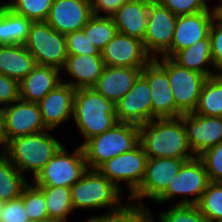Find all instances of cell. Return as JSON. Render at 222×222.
Masks as SVG:
<instances>
[{"label":"cell","mask_w":222,"mask_h":222,"mask_svg":"<svg viewBox=\"0 0 222 222\" xmlns=\"http://www.w3.org/2000/svg\"><path fill=\"white\" fill-rule=\"evenodd\" d=\"M47 130L9 141L4 154L22 173L32 172V179L63 145Z\"/></svg>","instance_id":"cell-3"},{"label":"cell","mask_w":222,"mask_h":222,"mask_svg":"<svg viewBox=\"0 0 222 222\" xmlns=\"http://www.w3.org/2000/svg\"><path fill=\"white\" fill-rule=\"evenodd\" d=\"M176 21L177 15L162 4L150 5L147 30L142 42L152 59L164 56L171 49Z\"/></svg>","instance_id":"cell-12"},{"label":"cell","mask_w":222,"mask_h":222,"mask_svg":"<svg viewBox=\"0 0 222 222\" xmlns=\"http://www.w3.org/2000/svg\"><path fill=\"white\" fill-rule=\"evenodd\" d=\"M208 173L202 160L195 156L181 166L168 188L154 201L156 203L169 202L181 195L182 200L176 204L197 205L209 184ZM194 195L192 199L189 198ZM185 196H188V198Z\"/></svg>","instance_id":"cell-9"},{"label":"cell","mask_w":222,"mask_h":222,"mask_svg":"<svg viewBox=\"0 0 222 222\" xmlns=\"http://www.w3.org/2000/svg\"><path fill=\"white\" fill-rule=\"evenodd\" d=\"M167 210L158 214L159 222H208L197 205L175 204Z\"/></svg>","instance_id":"cell-36"},{"label":"cell","mask_w":222,"mask_h":222,"mask_svg":"<svg viewBox=\"0 0 222 222\" xmlns=\"http://www.w3.org/2000/svg\"><path fill=\"white\" fill-rule=\"evenodd\" d=\"M92 15L90 0H53L46 22L66 35L82 30Z\"/></svg>","instance_id":"cell-17"},{"label":"cell","mask_w":222,"mask_h":222,"mask_svg":"<svg viewBox=\"0 0 222 222\" xmlns=\"http://www.w3.org/2000/svg\"><path fill=\"white\" fill-rule=\"evenodd\" d=\"M141 1L148 5H159L162 4L164 0H141Z\"/></svg>","instance_id":"cell-46"},{"label":"cell","mask_w":222,"mask_h":222,"mask_svg":"<svg viewBox=\"0 0 222 222\" xmlns=\"http://www.w3.org/2000/svg\"><path fill=\"white\" fill-rule=\"evenodd\" d=\"M4 201L0 199V214L2 212L3 206H4Z\"/></svg>","instance_id":"cell-50"},{"label":"cell","mask_w":222,"mask_h":222,"mask_svg":"<svg viewBox=\"0 0 222 222\" xmlns=\"http://www.w3.org/2000/svg\"><path fill=\"white\" fill-rule=\"evenodd\" d=\"M216 76L222 80V66L216 69Z\"/></svg>","instance_id":"cell-48"},{"label":"cell","mask_w":222,"mask_h":222,"mask_svg":"<svg viewBox=\"0 0 222 222\" xmlns=\"http://www.w3.org/2000/svg\"><path fill=\"white\" fill-rule=\"evenodd\" d=\"M147 155L139 143L132 150L107 160L98 170L119 190L121 182L129 188L128 198L140 187L146 173Z\"/></svg>","instance_id":"cell-10"},{"label":"cell","mask_w":222,"mask_h":222,"mask_svg":"<svg viewBox=\"0 0 222 222\" xmlns=\"http://www.w3.org/2000/svg\"><path fill=\"white\" fill-rule=\"evenodd\" d=\"M7 3L14 13L39 22L46 21L53 0H9Z\"/></svg>","instance_id":"cell-35"},{"label":"cell","mask_w":222,"mask_h":222,"mask_svg":"<svg viewBox=\"0 0 222 222\" xmlns=\"http://www.w3.org/2000/svg\"><path fill=\"white\" fill-rule=\"evenodd\" d=\"M28 220L21 196L4 203L0 222H27Z\"/></svg>","instance_id":"cell-40"},{"label":"cell","mask_w":222,"mask_h":222,"mask_svg":"<svg viewBox=\"0 0 222 222\" xmlns=\"http://www.w3.org/2000/svg\"><path fill=\"white\" fill-rule=\"evenodd\" d=\"M208 173L210 182H222V142L198 156Z\"/></svg>","instance_id":"cell-37"},{"label":"cell","mask_w":222,"mask_h":222,"mask_svg":"<svg viewBox=\"0 0 222 222\" xmlns=\"http://www.w3.org/2000/svg\"><path fill=\"white\" fill-rule=\"evenodd\" d=\"M9 141L7 139L6 133H5V119L4 115L0 109V148L2 150V154H5L8 148Z\"/></svg>","instance_id":"cell-44"},{"label":"cell","mask_w":222,"mask_h":222,"mask_svg":"<svg viewBox=\"0 0 222 222\" xmlns=\"http://www.w3.org/2000/svg\"><path fill=\"white\" fill-rule=\"evenodd\" d=\"M194 113L222 117V80L216 75L204 82Z\"/></svg>","instance_id":"cell-30"},{"label":"cell","mask_w":222,"mask_h":222,"mask_svg":"<svg viewBox=\"0 0 222 222\" xmlns=\"http://www.w3.org/2000/svg\"><path fill=\"white\" fill-rule=\"evenodd\" d=\"M28 183L24 174L4 154H0V199L7 202L20 197Z\"/></svg>","instance_id":"cell-29"},{"label":"cell","mask_w":222,"mask_h":222,"mask_svg":"<svg viewBox=\"0 0 222 222\" xmlns=\"http://www.w3.org/2000/svg\"><path fill=\"white\" fill-rule=\"evenodd\" d=\"M27 222H55L53 220H50L49 218L44 220H28Z\"/></svg>","instance_id":"cell-49"},{"label":"cell","mask_w":222,"mask_h":222,"mask_svg":"<svg viewBox=\"0 0 222 222\" xmlns=\"http://www.w3.org/2000/svg\"><path fill=\"white\" fill-rule=\"evenodd\" d=\"M105 66L143 68L152 58L146 53L143 42L119 32L101 51Z\"/></svg>","instance_id":"cell-16"},{"label":"cell","mask_w":222,"mask_h":222,"mask_svg":"<svg viewBox=\"0 0 222 222\" xmlns=\"http://www.w3.org/2000/svg\"><path fill=\"white\" fill-rule=\"evenodd\" d=\"M185 159L175 158H148L146 173L140 187L135 193L127 198L132 202L145 205L143 200L148 198L155 201L172 183L175 175L179 172Z\"/></svg>","instance_id":"cell-11"},{"label":"cell","mask_w":222,"mask_h":222,"mask_svg":"<svg viewBox=\"0 0 222 222\" xmlns=\"http://www.w3.org/2000/svg\"><path fill=\"white\" fill-rule=\"evenodd\" d=\"M211 56L215 69L222 66V14H217L209 30Z\"/></svg>","instance_id":"cell-39"},{"label":"cell","mask_w":222,"mask_h":222,"mask_svg":"<svg viewBox=\"0 0 222 222\" xmlns=\"http://www.w3.org/2000/svg\"><path fill=\"white\" fill-rule=\"evenodd\" d=\"M36 66L24 45H0V73L20 82Z\"/></svg>","instance_id":"cell-25"},{"label":"cell","mask_w":222,"mask_h":222,"mask_svg":"<svg viewBox=\"0 0 222 222\" xmlns=\"http://www.w3.org/2000/svg\"><path fill=\"white\" fill-rule=\"evenodd\" d=\"M127 0H90L92 12L97 16H112Z\"/></svg>","instance_id":"cell-43"},{"label":"cell","mask_w":222,"mask_h":222,"mask_svg":"<svg viewBox=\"0 0 222 222\" xmlns=\"http://www.w3.org/2000/svg\"><path fill=\"white\" fill-rule=\"evenodd\" d=\"M199 2L205 10L214 12L215 14H222V0H220V4L213 6L214 8L212 7V9L207 4V0H199Z\"/></svg>","instance_id":"cell-45"},{"label":"cell","mask_w":222,"mask_h":222,"mask_svg":"<svg viewBox=\"0 0 222 222\" xmlns=\"http://www.w3.org/2000/svg\"><path fill=\"white\" fill-rule=\"evenodd\" d=\"M66 36L67 53L73 55H101L83 30L68 33Z\"/></svg>","instance_id":"cell-38"},{"label":"cell","mask_w":222,"mask_h":222,"mask_svg":"<svg viewBox=\"0 0 222 222\" xmlns=\"http://www.w3.org/2000/svg\"><path fill=\"white\" fill-rule=\"evenodd\" d=\"M172 59L180 66L199 72L207 78L216 75L209 36L206 39L196 41L191 47L178 51Z\"/></svg>","instance_id":"cell-26"},{"label":"cell","mask_w":222,"mask_h":222,"mask_svg":"<svg viewBox=\"0 0 222 222\" xmlns=\"http://www.w3.org/2000/svg\"><path fill=\"white\" fill-rule=\"evenodd\" d=\"M75 92V88L61 82L37 103L48 130L54 131L73 116Z\"/></svg>","instance_id":"cell-20"},{"label":"cell","mask_w":222,"mask_h":222,"mask_svg":"<svg viewBox=\"0 0 222 222\" xmlns=\"http://www.w3.org/2000/svg\"><path fill=\"white\" fill-rule=\"evenodd\" d=\"M36 65L62 69L68 57L66 36L54 30L46 21L33 22L24 43Z\"/></svg>","instance_id":"cell-8"},{"label":"cell","mask_w":222,"mask_h":222,"mask_svg":"<svg viewBox=\"0 0 222 222\" xmlns=\"http://www.w3.org/2000/svg\"><path fill=\"white\" fill-rule=\"evenodd\" d=\"M87 222H153V217L147 205L128 201L118 210L88 217Z\"/></svg>","instance_id":"cell-31"},{"label":"cell","mask_w":222,"mask_h":222,"mask_svg":"<svg viewBox=\"0 0 222 222\" xmlns=\"http://www.w3.org/2000/svg\"><path fill=\"white\" fill-rule=\"evenodd\" d=\"M168 74L169 84L177 109L182 114L193 113L207 77L180 66L170 57L154 59Z\"/></svg>","instance_id":"cell-7"},{"label":"cell","mask_w":222,"mask_h":222,"mask_svg":"<svg viewBox=\"0 0 222 222\" xmlns=\"http://www.w3.org/2000/svg\"><path fill=\"white\" fill-rule=\"evenodd\" d=\"M151 90L152 120L155 118H177L183 114L177 109L169 84L167 72L151 59L141 70Z\"/></svg>","instance_id":"cell-13"},{"label":"cell","mask_w":222,"mask_h":222,"mask_svg":"<svg viewBox=\"0 0 222 222\" xmlns=\"http://www.w3.org/2000/svg\"><path fill=\"white\" fill-rule=\"evenodd\" d=\"M61 70L53 66L36 65L33 70L19 82V97L28 102L38 103L46 94L58 86L63 77Z\"/></svg>","instance_id":"cell-22"},{"label":"cell","mask_w":222,"mask_h":222,"mask_svg":"<svg viewBox=\"0 0 222 222\" xmlns=\"http://www.w3.org/2000/svg\"><path fill=\"white\" fill-rule=\"evenodd\" d=\"M197 206L208 222L222 221V182H209Z\"/></svg>","instance_id":"cell-33"},{"label":"cell","mask_w":222,"mask_h":222,"mask_svg":"<svg viewBox=\"0 0 222 222\" xmlns=\"http://www.w3.org/2000/svg\"><path fill=\"white\" fill-rule=\"evenodd\" d=\"M162 5L177 16L205 11L199 0H164Z\"/></svg>","instance_id":"cell-42"},{"label":"cell","mask_w":222,"mask_h":222,"mask_svg":"<svg viewBox=\"0 0 222 222\" xmlns=\"http://www.w3.org/2000/svg\"><path fill=\"white\" fill-rule=\"evenodd\" d=\"M88 170L82 146L72 153L64 145L31 180L36 186L71 187Z\"/></svg>","instance_id":"cell-6"},{"label":"cell","mask_w":222,"mask_h":222,"mask_svg":"<svg viewBox=\"0 0 222 222\" xmlns=\"http://www.w3.org/2000/svg\"><path fill=\"white\" fill-rule=\"evenodd\" d=\"M8 141L25 135L47 131L37 103L18 99L1 109Z\"/></svg>","instance_id":"cell-14"},{"label":"cell","mask_w":222,"mask_h":222,"mask_svg":"<svg viewBox=\"0 0 222 222\" xmlns=\"http://www.w3.org/2000/svg\"><path fill=\"white\" fill-rule=\"evenodd\" d=\"M32 23L7 7L0 17V45H24Z\"/></svg>","instance_id":"cell-27"},{"label":"cell","mask_w":222,"mask_h":222,"mask_svg":"<svg viewBox=\"0 0 222 222\" xmlns=\"http://www.w3.org/2000/svg\"><path fill=\"white\" fill-rule=\"evenodd\" d=\"M188 145L195 156L222 142V117L183 114Z\"/></svg>","instance_id":"cell-18"},{"label":"cell","mask_w":222,"mask_h":222,"mask_svg":"<svg viewBox=\"0 0 222 222\" xmlns=\"http://www.w3.org/2000/svg\"><path fill=\"white\" fill-rule=\"evenodd\" d=\"M150 5L141 0H127L113 15L117 31L144 40Z\"/></svg>","instance_id":"cell-24"},{"label":"cell","mask_w":222,"mask_h":222,"mask_svg":"<svg viewBox=\"0 0 222 222\" xmlns=\"http://www.w3.org/2000/svg\"><path fill=\"white\" fill-rule=\"evenodd\" d=\"M216 15L214 12L205 10L177 16L171 49L164 57L172 58L178 51L191 47L196 41L206 39Z\"/></svg>","instance_id":"cell-19"},{"label":"cell","mask_w":222,"mask_h":222,"mask_svg":"<svg viewBox=\"0 0 222 222\" xmlns=\"http://www.w3.org/2000/svg\"><path fill=\"white\" fill-rule=\"evenodd\" d=\"M141 70L142 68L105 66L92 88L106 99L116 103L133 87Z\"/></svg>","instance_id":"cell-21"},{"label":"cell","mask_w":222,"mask_h":222,"mask_svg":"<svg viewBox=\"0 0 222 222\" xmlns=\"http://www.w3.org/2000/svg\"><path fill=\"white\" fill-rule=\"evenodd\" d=\"M139 143L148 158L190 160L195 157L188 141L183 115L177 118H155L139 126Z\"/></svg>","instance_id":"cell-1"},{"label":"cell","mask_w":222,"mask_h":222,"mask_svg":"<svg viewBox=\"0 0 222 222\" xmlns=\"http://www.w3.org/2000/svg\"><path fill=\"white\" fill-rule=\"evenodd\" d=\"M19 98V82L0 73V109Z\"/></svg>","instance_id":"cell-41"},{"label":"cell","mask_w":222,"mask_h":222,"mask_svg":"<svg viewBox=\"0 0 222 222\" xmlns=\"http://www.w3.org/2000/svg\"><path fill=\"white\" fill-rule=\"evenodd\" d=\"M115 106L118 122L138 126L150 122L152 120V102L147 80L140 74L133 87L115 103Z\"/></svg>","instance_id":"cell-15"},{"label":"cell","mask_w":222,"mask_h":222,"mask_svg":"<svg viewBox=\"0 0 222 222\" xmlns=\"http://www.w3.org/2000/svg\"><path fill=\"white\" fill-rule=\"evenodd\" d=\"M0 3H2V4H0V17H1L2 14L4 13L5 9L8 7V3H7V1L5 2V0L3 2L1 0Z\"/></svg>","instance_id":"cell-47"},{"label":"cell","mask_w":222,"mask_h":222,"mask_svg":"<svg viewBox=\"0 0 222 222\" xmlns=\"http://www.w3.org/2000/svg\"><path fill=\"white\" fill-rule=\"evenodd\" d=\"M84 140L100 135L116 123V106L111 100L96 92L93 88L76 89L73 118Z\"/></svg>","instance_id":"cell-2"},{"label":"cell","mask_w":222,"mask_h":222,"mask_svg":"<svg viewBox=\"0 0 222 222\" xmlns=\"http://www.w3.org/2000/svg\"><path fill=\"white\" fill-rule=\"evenodd\" d=\"M82 30L100 52L118 32L112 16H97L95 14L91 16Z\"/></svg>","instance_id":"cell-32"},{"label":"cell","mask_w":222,"mask_h":222,"mask_svg":"<svg viewBox=\"0 0 222 222\" xmlns=\"http://www.w3.org/2000/svg\"><path fill=\"white\" fill-rule=\"evenodd\" d=\"M139 144V126L118 122L108 131L88 139L83 145L88 169H98L111 158L132 150Z\"/></svg>","instance_id":"cell-5"},{"label":"cell","mask_w":222,"mask_h":222,"mask_svg":"<svg viewBox=\"0 0 222 222\" xmlns=\"http://www.w3.org/2000/svg\"><path fill=\"white\" fill-rule=\"evenodd\" d=\"M44 194L49 219L55 222H68L69 215L74 212L71 190L65 186H38Z\"/></svg>","instance_id":"cell-28"},{"label":"cell","mask_w":222,"mask_h":222,"mask_svg":"<svg viewBox=\"0 0 222 222\" xmlns=\"http://www.w3.org/2000/svg\"><path fill=\"white\" fill-rule=\"evenodd\" d=\"M104 67L105 64L101 55L68 54L61 71L65 70L64 72L67 73L68 77L74 79L70 82H65V80L62 82L75 89L92 88L102 74Z\"/></svg>","instance_id":"cell-23"},{"label":"cell","mask_w":222,"mask_h":222,"mask_svg":"<svg viewBox=\"0 0 222 222\" xmlns=\"http://www.w3.org/2000/svg\"><path fill=\"white\" fill-rule=\"evenodd\" d=\"M70 190L74 211L109 208L110 212L120 209L125 204L124 192L112 184L98 169H88L82 178L70 187Z\"/></svg>","instance_id":"cell-4"},{"label":"cell","mask_w":222,"mask_h":222,"mask_svg":"<svg viewBox=\"0 0 222 222\" xmlns=\"http://www.w3.org/2000/svg\"><path fill=\"white\" fill-rule=\"evenodd\" d=\"M21 197L29 220H44L49 218L43 191L32 182L23 189Z\"/></svg>","instance_id":"cell-34"}]
</instances>
